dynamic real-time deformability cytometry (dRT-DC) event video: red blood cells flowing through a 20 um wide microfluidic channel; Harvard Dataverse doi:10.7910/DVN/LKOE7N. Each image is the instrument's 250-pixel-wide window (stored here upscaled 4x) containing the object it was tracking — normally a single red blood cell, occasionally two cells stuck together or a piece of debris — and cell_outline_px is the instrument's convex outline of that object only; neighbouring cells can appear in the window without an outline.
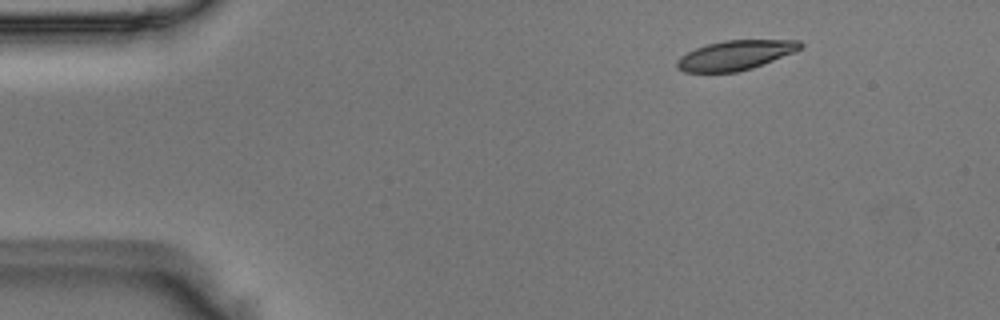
{"species": "Egyptian fruit bat (a non-hibernating species)", "species_latin": "Rousettus aegyptiacus", "temperature_condition": "room temperature", "stored_images_in_passage": 44, "camera_frame_rate_fps": 3000, "um_per_image_px": 0.085, "animal": {"sex": "male"}, "frame": {"image": 1, "passage_image": 1, "time_ms": 0.0, "image_size_px": [1000, 320], "cell_outline_px": [[804, 48], [796, 52], [752, 68], [736, 72], [684, 72], [676, 68], [676, 60], [680, 56], [696, 48], [708, 44], [724, 40], [800, 40], [804, 44]], "centroid_in_image_um": [62.54, 4.69], "position_along_channel_um": 22.5, "area_um2": 21.44}}
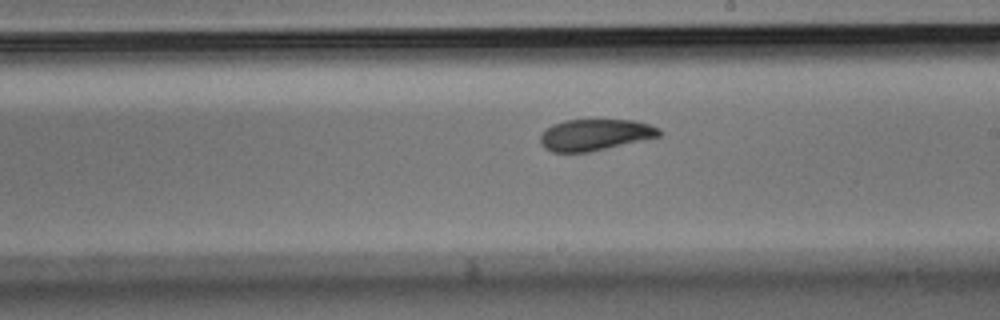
{"frame": {"image": 2, "passage_image": 23, "time_ms": 7.333, "image_size_px": [1000, 320], "cell_outline_px": [[664, 132], [660, 136], [644, 140], [588, 152], [552, 152], [544, 148], [540, 144], [540, 132], [552, 124], [564, 120], [632, 120], [648, 124], [660, 128]], "centroid_in_image_um": [50.55, 11.45], "position_along_channel_um": 238.4, "area_um2": 21.91}}
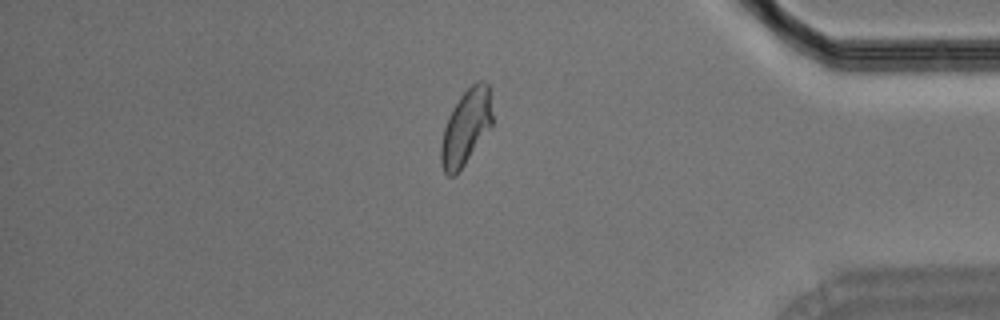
{"frame": {"image": 3, "passage_image": 37, "time_ms": 12.0, "image_size_px": [1000, 320], "cell_outline_px": [[492, 124], [464, 164], [452, 176], [448, 176], [444, 172], [440, 160], [440, 144], [444, 128], [448, 116], [460, 96], [472, 84], [480, 80], [484, 80], [488, 84], [492, 112]], "centroid_in_image_um": [39.58, 10.78], "position_along_channel_um": 395.6, "area_um2": 22.08}}